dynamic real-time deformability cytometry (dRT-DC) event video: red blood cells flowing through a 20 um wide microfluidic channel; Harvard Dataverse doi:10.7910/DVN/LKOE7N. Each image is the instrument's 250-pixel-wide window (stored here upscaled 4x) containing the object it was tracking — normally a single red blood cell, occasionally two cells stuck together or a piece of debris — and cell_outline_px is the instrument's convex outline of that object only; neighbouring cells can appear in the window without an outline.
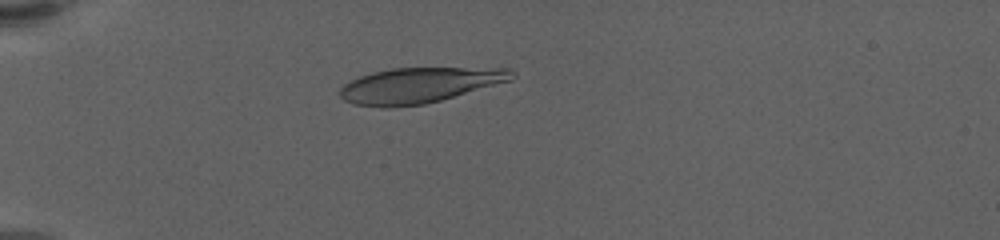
{"species": "human", "species_latin": "Homo sapiens", "temperature_condition": "warm", "stored_images_in_passage": 62, "camera_frame_rate_fps": 3000, "um_per_image_px": 0.085, "donor": {"sex": "female"}, "frame": {"image": 1, "passage_image": 19, "time_ms": 6.0, "image_size_px": [1000, 240], "cell_outline_px": [[516, 76], [512, 80], [440, 100], [424, 104], [388, 108], [384, 108], [356, 104], [344, 100], [340, 96], [340, 88], [344, 84], [360, 76], [372, 72], [392, 68], [512, 68], [516, 72]], "centroid_in_image_um": [35.67, 7.24], "position_along_channel_um": 49.3, "area_um2": 35.43}}
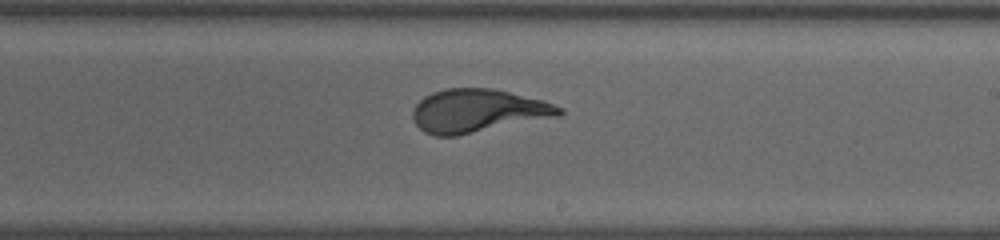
{"frame": {"image": 2, "passage_image": 39, "time_ms": 12.667, "image_size_px": [1000, 240], "cell_outline_px": [[564, 112], [560, 116], [456, 136], [436, 136], [424, 132], [416, 124], [412, 116], [412, 108], [424, 96], [432, 92], [448, 88], [492, 88], [540, 100], [564, 108]], "centroid_in_image_um": [40.58, 9.43], "position_along_channel_um": 248.4, "area_um2": 36.82}}
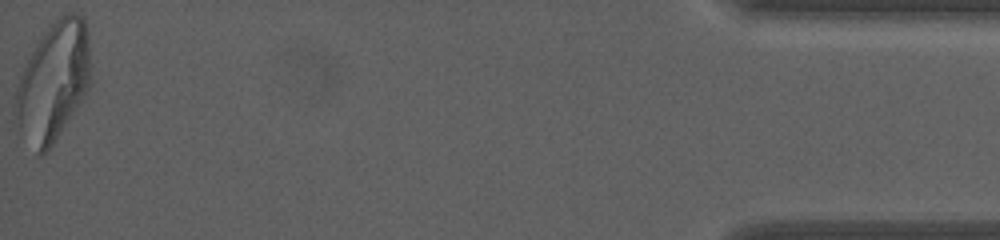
{"frame": {"image": 3, "passage_image": 62, "time_ms": 20.333, "image_size_px": [1000, 240], "cell_outline_px": [[88, 88], [52, 144], [40, 156], [36, 156], [20, 128], [16, 108], [16, 92], [20, 76], [36, 44], [44, 32], [60, 16], [68, 12], [76, 12], [84, 20], [88, 32]], "centroid_in_image_um": [4.52, 6.91], "position_along_channel_um": 430.7, "area_um2": 50.0}}